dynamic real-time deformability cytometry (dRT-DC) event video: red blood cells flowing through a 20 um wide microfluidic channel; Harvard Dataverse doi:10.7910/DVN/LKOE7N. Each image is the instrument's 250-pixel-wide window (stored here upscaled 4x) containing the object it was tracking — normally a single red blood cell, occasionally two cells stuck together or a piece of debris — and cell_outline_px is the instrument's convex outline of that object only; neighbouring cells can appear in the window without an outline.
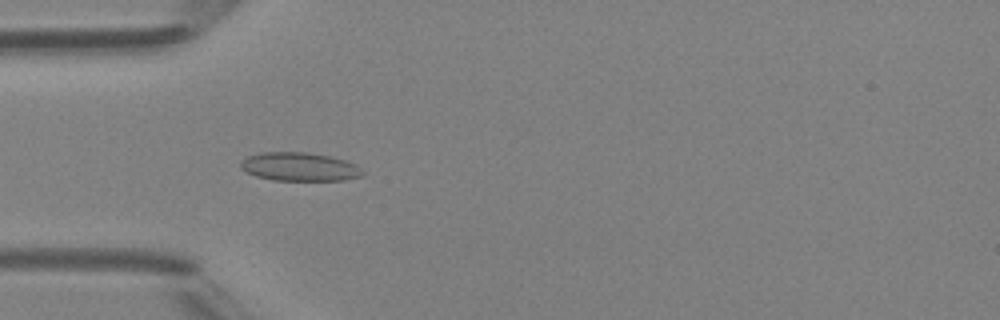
{"species": "Egyptian fruit bat (a non-hibernating species)", "species_latin": "Rousettus aegyptiacus", "temperature_condition": "room temperature", "stored_images_in_passage": 5, "camera_frame_rate_fps": 3000, "um_per_image_px": 0.085, "animal": {"sex": "female"}, "frame": {"image": 1, "passage_image": 4, "time_ms": 3.667, "image_size_px": [1000, 320], "cell_outline_px": [[364, 176], [344, 180], [272, 180], [256, 176], [240, 168], [240, 160], [248, 156], [260, 152], [304, 152], [328, 156], [344, 160], [356, 164], [364, 172]], "centroid_in_image_um": [25.45, 14.18], "position_along_channel_um": 59.6, "area_um2": 20.29}}
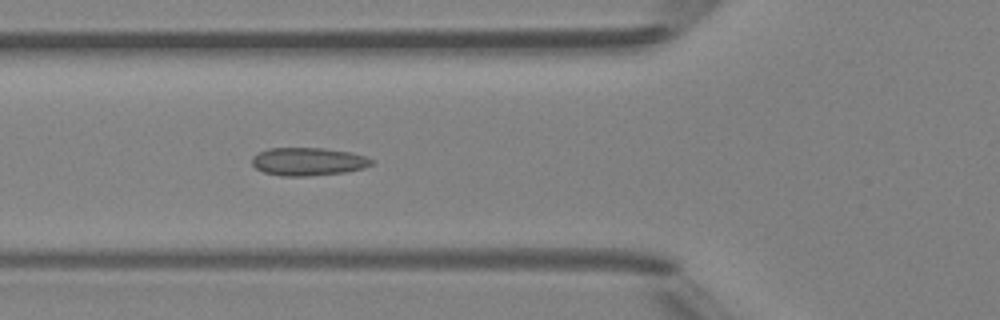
{"frame": {"image": 2, "passage_image": 5, "time_ms": 4.667, "image_size_px": [1000, 320], "cell_outline_px": [[372, 164], [364, 168], [348, 172], [308, 176], [280, 176], [264, 172], [256, 168], [252, 164], [252, 156], [268, 148], [324, 148], [348, 152], [364, 156], [372, 160]], "centroid_in_image_um": [26.17, 13.74], "position_along_channel_um": 99.6, "area_um2": 19.48}}